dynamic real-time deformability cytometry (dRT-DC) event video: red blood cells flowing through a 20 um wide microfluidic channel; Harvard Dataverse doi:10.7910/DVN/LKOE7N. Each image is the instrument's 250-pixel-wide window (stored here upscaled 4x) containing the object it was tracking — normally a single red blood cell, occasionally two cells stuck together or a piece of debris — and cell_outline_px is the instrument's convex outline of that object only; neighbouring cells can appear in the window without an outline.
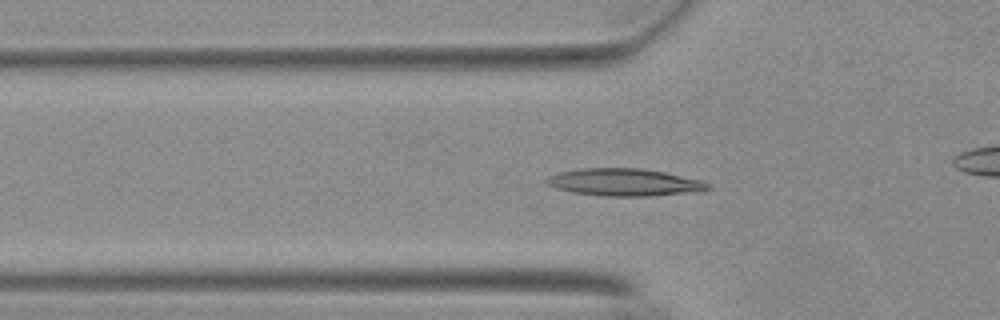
{"species": "Egyptian fruit bat (a non-hibernating species)", "species_latin": "Rousettus aegyptiacus", "temperature_condition": "warm", "stored_images_in_passage": 56, "camera_frame_rate_fps": 3000, "um_per_image_px": 0.085, "animal": {"sex": "female"}, "frame": {"image": 1, "passage_image": 18, "time_ms": 5.667, "image_size_px": [1000, 320], "cell_outline_px": [[712, 188], [696, 192], [648, 196], [604, 196], [572, 192], [556, 188], [548, 184], [544, 180], [548, 176], [560, 172], [580, 168], [640, 168], [664, 172], [700, 180], [712, 184]], "centroid_in_image_um": [53.09, 15.49], "position_along_channel_um": 72.7, "area_um2": 25.72}}
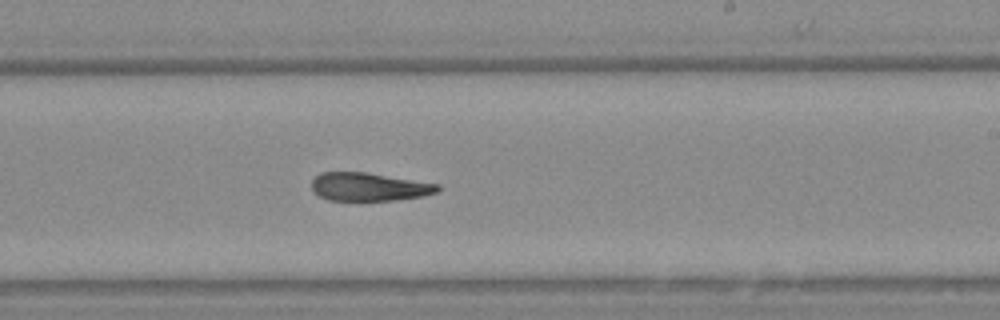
{"frame": {"image": 2, "passage_image": 33, "time_ms": 10.667, "image_size_px": [1000, 320], "cell_outline_px": [[440, 188], [436, 192], [424, 196], [396, 200], [328, 200], [312, 192], [312, 180], [320, 172], [364, 172], [440, 184]], "centroid_in_image_um": [31.35, 15.88], "position_along_channel_um": 257.6, "area_um2": 20.69}}
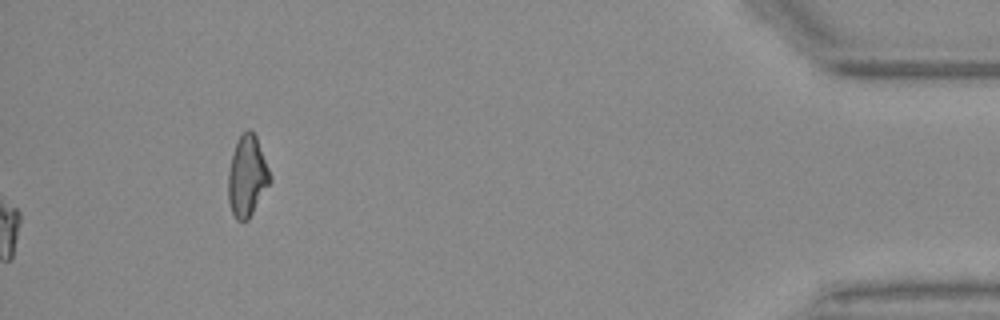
{"frame": {"image": 3, "passage_image": 56, "time_ms": 18.333, "image_size_px": [1000, 320], "cell_outline_px": [[272, 180], [248, 220], [236, 220], [232, 212], [228, 200], [228, 172], [232, 152], [240, 136], [248, 128], [256, 136], [272, 176]], "centroid_in_image_um": [21.01, 14.98], "position_along_channel_um": 414.2, "area_um2": 19.65}, "authors_computed_cell_mechanics": {"area_um2": 22.3975, "velocity_mm_per_s": 3.6967, "shape_relaxation_time_tau1_ms": null, "shape_relaxation_time_tau2_ms": 5.3901, "deformation_change_tau1": null, "deformation_change_tau2": 0.1503}}